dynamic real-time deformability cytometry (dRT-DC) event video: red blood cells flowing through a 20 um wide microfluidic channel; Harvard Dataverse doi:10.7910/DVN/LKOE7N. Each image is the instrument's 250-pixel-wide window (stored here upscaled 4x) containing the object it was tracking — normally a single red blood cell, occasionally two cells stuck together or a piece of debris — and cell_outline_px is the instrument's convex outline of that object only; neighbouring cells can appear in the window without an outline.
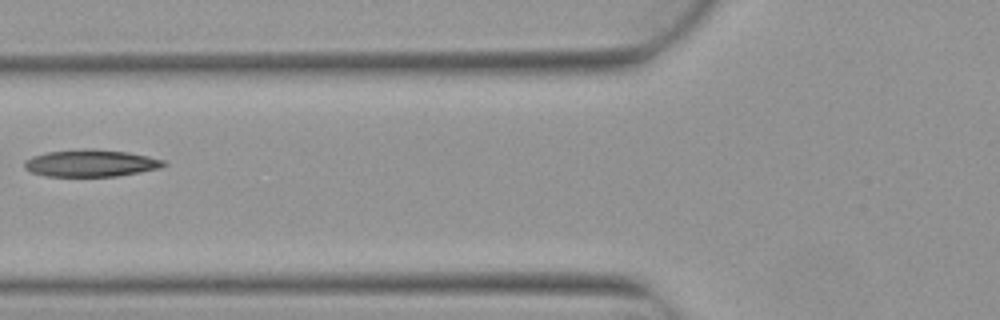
{"species": "Egyptian fruit bat (a non-hibernating species)", "species_latin": "Rousettus aegyptiacus", "temperature_condition": "warm", "stored_images_in_passage": 6, "camera_frame_rate_fps": 3000, "um_per_image_px": 0.085, "animal": {"sex": "female"}, "frame": {"image": 1, "passage_image": 6, "time_ms": 1.667, "image_size_px": [1000, 320], "cell_outline_px": [[168, 164], [160, 168], [140, 172], [116, 176], [44, 176], [32, 172], [24, 168], [24, 160], [32, 156], [48, 152], [84, 148], [92, 148], [128, 152], [148, 156], [164, 160]], "centroid_in_image_um": [7.72, 13.86], "position_along_channel_um": 118.1, "area_um2": 22.08}}